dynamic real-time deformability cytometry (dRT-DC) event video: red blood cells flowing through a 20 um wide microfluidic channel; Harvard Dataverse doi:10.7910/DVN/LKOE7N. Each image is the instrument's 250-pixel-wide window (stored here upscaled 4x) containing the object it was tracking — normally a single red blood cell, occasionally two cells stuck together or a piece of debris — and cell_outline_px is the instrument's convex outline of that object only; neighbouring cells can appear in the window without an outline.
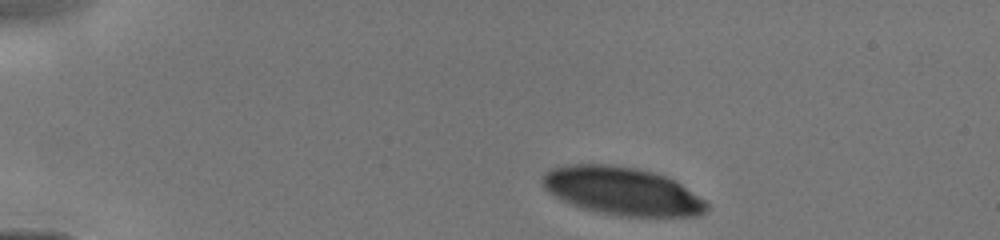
{"species": "human", "species_latin": "Homo sapiens", "temperature_condition": "cold", "stored_images_in_passage": 18, "camera_frame_rate_fps": 3000, "um_per_image_px": 0.085, "donor": {"sex": "male"}, "frame": {"image": 1, "passage_image": 1, "time_ms": 0.0, "image_size_px": [1000, 240], "cell_outline_px": [[708, 208], [700, 216], [620, 216], [580, 208], [560, 200], [552, 196], [544, 188], [540, 180], [540, 176], [544, 172], [552, 168], [568, 164], [604, 164], [636, 168], [656, 172], [668, 176], [704, 200], [708, 204]], "centroid_in_image_um": [52.82, 16.23], "position_along_channel_um": 32.2, "area_um2": 46.24}}
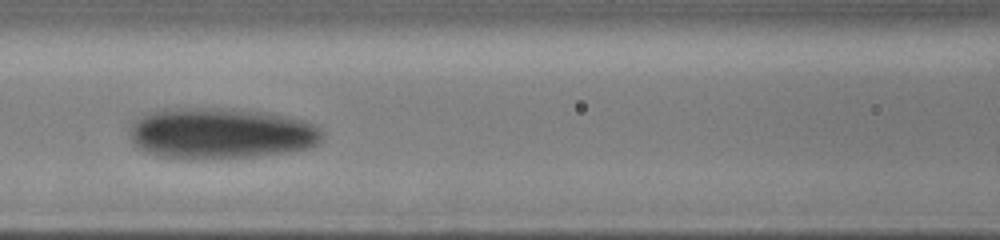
{"frame": {"image": 2, "passage_image": 11, "time_ms": 4.333, "image_size_px": [1000, 240], "cell_outline_px": [[324, 136], [312, 148], [288, 152], [256, 156], [200, 160], [156, 156], [144, 152], [132, 144], [128, 132], [128, 128], [132, 120], [148, 112], [164, 108], [232, 108], [268, 112], [288, 116], [304, 120], [316, 124], [324, 132]], "centroid_in_image_um": [18.73, 11.33], "position_along_channel_um": 147.9, "area_um2": 58.78}}
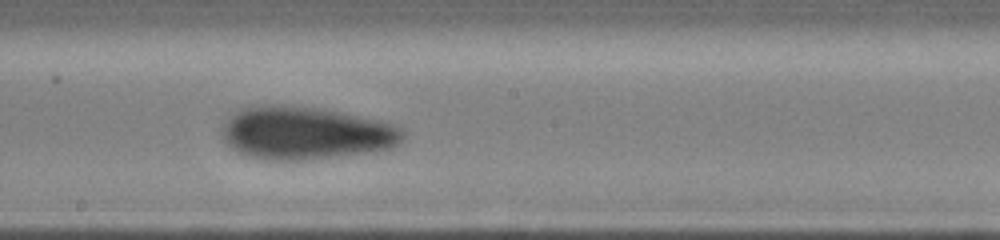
{"frame": {"image": 3, "passage_image": 16, "time_ms": 6.0, "image_size_px": [1000, 240], "cell_outline_px": [[404, 136], [400, 144], [392, 148], [368, 152], [300, 160], [260, 160], [244, 156], [232, 148], [224, 140], [224, 124], [240, 108], [260, 104], [280, 104], [320, 108], [380, 120], [404, 128]], "centroid_in_image_um": [25.99, 11.3], "position_along_channel_um": 222.2, "area_um2": 55.83}}